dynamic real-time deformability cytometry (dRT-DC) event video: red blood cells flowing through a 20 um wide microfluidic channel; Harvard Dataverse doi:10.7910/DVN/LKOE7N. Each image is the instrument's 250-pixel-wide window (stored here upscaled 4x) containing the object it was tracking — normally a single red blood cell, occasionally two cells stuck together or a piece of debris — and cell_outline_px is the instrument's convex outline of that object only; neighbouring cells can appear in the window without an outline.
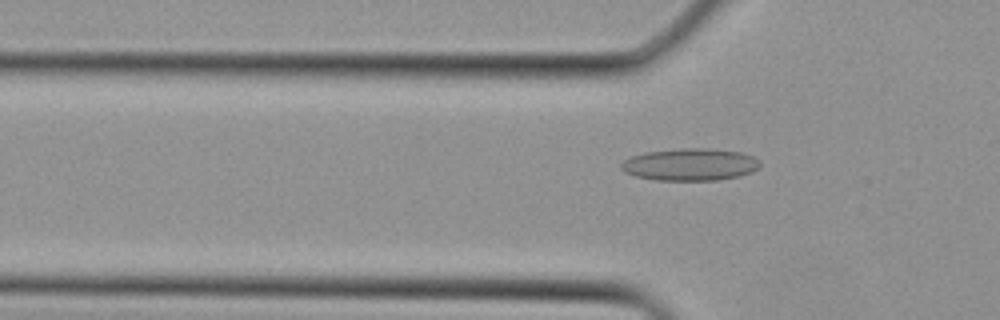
{"species": "Egyptian fruit bat (a non-hibernating species)", "species_latin": "Rousettus aegyptiacus", "temperature_condition": "cold", "stored_images_in_passage": 4, "camera_frame_rate_fps": 3000, "um_per_image_px": 0.085, "animal": {"sex": "female"}, "frame": {"image": 1, "passage_image": 4, "time_ms": 1.0, "image_size_px": [1000, 320], "cell_outline_px": [[760, 168], [752, 172], [740, 176], [716, 180], [656, 180], [636, 176], [624, 172], [620, 168], [620, 164], [624, 160], [632, 156], [644, 152], [680, 148], [708, 148], [740, 152], [752, 156], [760, 160]], "centroid_in_image_um": [58.67, 13.98], "position_along_channel_um": 67.1, "area_um2": 26.24}}